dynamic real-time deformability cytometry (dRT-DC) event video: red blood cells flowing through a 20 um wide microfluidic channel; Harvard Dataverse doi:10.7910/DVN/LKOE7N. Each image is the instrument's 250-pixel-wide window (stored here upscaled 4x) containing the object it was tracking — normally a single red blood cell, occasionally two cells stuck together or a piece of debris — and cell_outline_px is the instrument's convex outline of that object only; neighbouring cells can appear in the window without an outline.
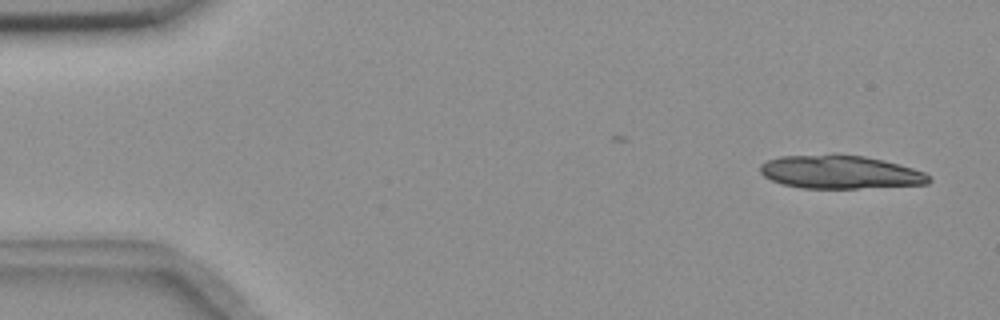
{"species": "common noctule bat (a hibernating species)", "species_latin": "Nyctalus noctula", "temperature_condition": "room temperature", "stored_images_in_passage": 19, "camera_frame_rate_fps": 3000, "um_per_image_px": 0.085, "animal": {"sex": "female", "body_mass_g": 18.4}, "frame": {"image": 1, "passage_image": 3, "time_ms": 0.667, "image_size_px": [1000, 320], "cell_outline_px": [[932, 180], [928, 184], [856, 188], [800, 188], [780, 184], [764, 176], [760, 172], [760, 164], [768, 160], [780, 156], [836, 152], [864, 156], [884, 160], [912, 168], [924, 172]], "centroid_in_image_um": [71.36, 14.6], "position_along_channel_um": 13.6, "area_um2": 33.35}}
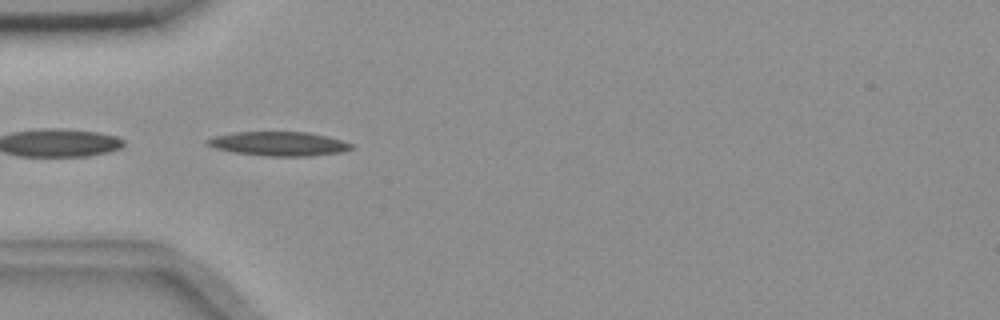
{"frame": {"image": 2, "passage_image": 17, "time_ms": 5.333, "image_size_px": [1000, 320], "cell_outline_px": [[352, 148], [344, 152], [308, 156], [268, 156], [232, 152], [216, 148], [204, 144], [204, 140], [212, 136], [232, 132], [308, 132], [328, 136], [344, 140], [352, 144]], "centroid_in_image_um": [23.67, 12.21], "position_along_channel_um": 61.3, "area_um2": 20.52}}